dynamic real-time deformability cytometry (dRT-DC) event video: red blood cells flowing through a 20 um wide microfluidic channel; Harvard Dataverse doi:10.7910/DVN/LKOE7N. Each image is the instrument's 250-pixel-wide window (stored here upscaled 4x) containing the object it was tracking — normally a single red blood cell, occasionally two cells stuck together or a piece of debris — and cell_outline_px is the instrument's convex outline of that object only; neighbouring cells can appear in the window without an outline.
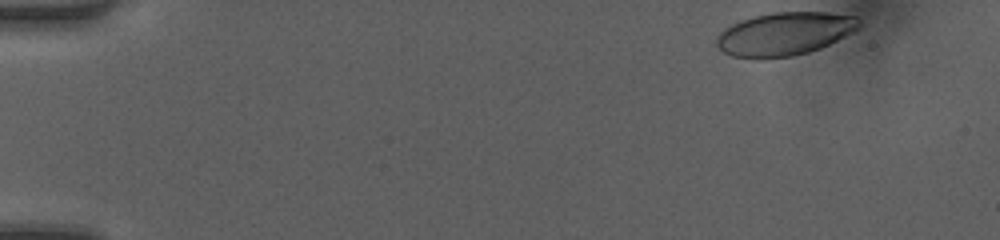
{"species": "human", "species_latin": "Homo sapiens", "temperature_condition": "room temperature", "stored_images_in_passage": 39, "camera_frame_rate_fps": 3000, "um_per_image_px": 0.085, "donor": {"sex": "female"}, "frame": {"image": 1, "passage_image": 1, "time_ms": 0.0, "image_size_px": [1000, 240], "cell_outline_px": [[860, 28], [820, 48], [808, 52], [792, 56], [760, 60], [756, 60], [732, 56], [724, 52], [716, 44], [716, 36], [724, 28], [740, 20], [752, 16], [772, 12], [828, 12], [856, 16], [860, 20]], "centroid_in_image_um": [66.65, 2.88], "position_along_channel_um": 18.4, "area_um2": 36.24}}
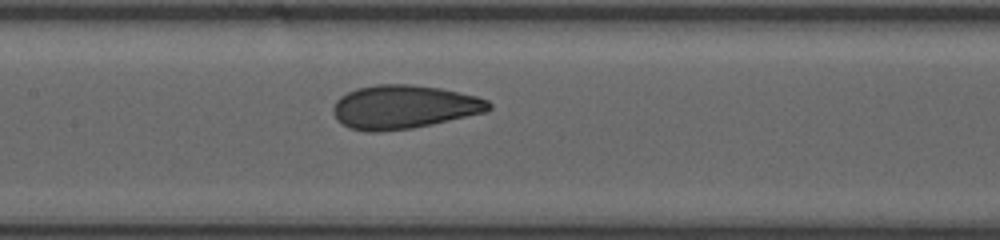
{"frame": {"image": 2, "passage_image": 21, "time_ms": 6.667, "image_size_px": [1000, 240], "cell_outline_px": [[492, 108], [484, 112], [412, 128], [372, 132], [368, 132], [348, 128], [336, 120], [332, 112], [332, 108], [336, 100], [340, 96], [356, 88], [376, 84], [412, 84], [440, 88], [476, 96], [488, 100], [492, 104]], "centroid_in_image_um": [34.27, 9.08], "position_along_channel_um": 173.1, "area_um2": 39.54}}
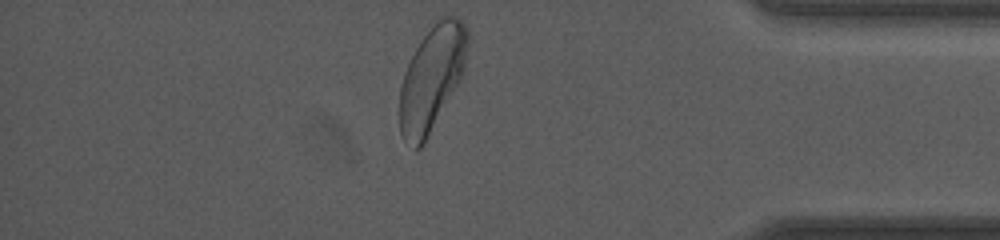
{"frame": {"image": 3, "passage_image": 39, "time_ms": 12.667, "image_size_px": [1000, 240], "cell_outline_px": [[468, 44], [464, 68], [460, 80], [424, 144], [420, 148], [416, 148], [404, 140], [400, 132], [400, 84], [404, 72], [420, 40], [432, 20], [436, 16], [456, 16], [464, 24], [468, 32]], "centroid_in_image_um": [36.7, 6.59], "position_along_channel_um": 398.5, "area_um2": 41.67}, "authors_computed_cell_mechanics": {"area_um2": 38.8994, "velocity_mm_per_s": 4.2107, "shape_relaxation_time_tau1_ms": 4.9167, "shape_relaxation_time_tau2_ms": null, "deformation_change_tau1": 0.165, "deformation_change_tau2": null}}